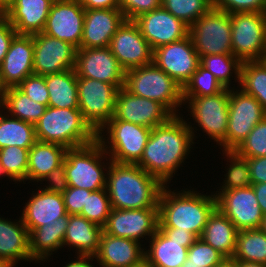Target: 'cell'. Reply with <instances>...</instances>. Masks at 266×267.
Wrapping results in <instances>:
<instances>
[{"label":"cell","mask_w":266,"mask_h":267,"mask_svg":"<svg viewBox=\"0 0 266 267\" xmlns=\"http://www.w3.org/2000/svg\"><path fill=\"white\" fill-rule=\"evenodd\" d=\"M178 116H173L165 124L152 128L143 155L137 163L164 185L171 180L193 144V127Z\"/></svg>","instance_id":"obj_1"},{"label":"cell","mask_w":266,"mask_h":267,"mask_svg":"<svg viewBox=\"0 0 266 267\" xmlns=\"http://www.w3.org/2000/svg\"><path fill=\"white\" fill-rule=\"evenodd\" d=\"M106 190L114 209L158 208L159 197L165 186L137 164L111 161L108 166Z\"/></svg>","instance_id":"obj_2"},{"label":"cell","mask_w":266,"mask_h":267,"mask_svg":"<svg viewBox=\"0 0 266 267\" xmlns=\"http://www.w3.org/2000/svg\"><path fill=\"white\" fill-rule=\"evenodd\" d=\"M167 188H162L159 197L158 228H179L200 238L209 216L217 208L215 194L207 196L191 190L175 193Z\"/></svg>","instance_id":"obj_3"},{"label":"cell","mask_w":266,"mask_h":267,"mask_svg":"<svg viewBox=\"0 0 266 267\" xmlns=\"http://www.w3.org/2000/svg\"><path fill=\"white\" fill-rule=\"evenodd\" d=\"M36 139L57 143L67 149L93 143L97 133L84 120L79 108H54L47 106L35 124Z\"/></svg>","instance_id":"obj_4"},{"label":"cell","mask_w":266,"mask_h":267,"mask_svg":"<svg viewBox=\"0 0 266 267\" xmlns=\"http://www.w3.org/2000/svg\"><path fill=\"white\" fill-rule=\"evenodd\" d=\"M124 88L133 95L161 103L174 116L177 106L184 103L182 87L154 62L125 71Z\"/></svg>","instance_id":"obj_5"},{"label":"cell","mask_w":266,"mask_h":267,"mask_svg":"<svg viewBox=\"0 0 266 267\" xmlns=\"http://www.w3.org/2000/svg\"><path fill=\"white\" fill-rule=\"evenodd\" d=\"M109 152L96 139L93 143L66 150L64 166L68 186L96 191L106 188L102 157ZM103 155V156H102Z\"/></svg>","instance_id":"obj_6"},{"label":"cell","mask_w":266,"mask_h":267,"mask_svg":"<svg viewBox=\"0 0 266 267\" xmlns=\"http://www.w3.org/2000/svg\"><path fill=\"white\" fill-rule=\"evenodd\" d=\"M232 52L241 62L266 58V12L231 14Z\"/></svg>","instance_id":"obj_7"},{"label":"cell","mask_w":266,"mask_h":267,"mask_svg":"<svg viewBox=\"0 0 266 267\" xmlns=\"http://www.w3.org/2000/svg\"><path fill=\"white\" fill-rule=\"evenodd\" d=\"M231 14L212 8L189 27V36L199 57L233 54Z\"/></svg>","instance_id":"obj_8"},{"label":"cell","mask_w":266,"mask_h":267,"mask_svg":"<svg viewBox=\"0 0 266 267\" xmlns=\"http://www.w3.org/2000/svg\"><path fill=\"white\" fill-rule=\"evenodd\" d=\"M106 126L97 133V139L104 146L105 151L110 152V161L121 164H137L142 155L146 143L151 135V128L133 124L123 120H109ZM108 129L110 144L106 147L102 131ZM106 147V148H105Z\"/></svg>","instance_id":"obj_9"},{"label":"cell","mask_w":266,"mask_h":267,"mask_svg":"<svg viewBox=\"0 0 266 267\" xmlns=\"http://www.w3.org/2000/svg\"><path fill=\"white\" fill-rule=\"evenodd\" d=\"M78 105L84 120L98 133L113 117L119 88L99 80L77 77Z\"/></svg>","instance_id":"obj_10"},{"label":"cell","mask_w":266,"mask_h":267,"mask_svg":"<svg viewBox=\"0 0 266 267\" xmlns=\"http://www.w3.org/2000/svg\"><path fill=\"white\" fill-rule=\"evenodd\" d=\"M229 117L223 151H234L252 129L266 117V110L252 95L229 89Z\"/></svg>","instance_id":"obj_11"},{"label":"cell","mask_w":266,"mask_h":267,"mask_svg":"<svg viewBox=\"0 0 266 267\" xmlns=\"http://www.w3.org/2000/svg\"><path fill=\"white\" fill-rule=\"evenodd\" d=\"M188 100L193 119L212 140L221 145L226 140L228 127L229 88L215 95L183 98V102L187 103Z\"/></svg>","instance_id":"obj_12"},{"label":"cell","mask_w":266,"mask_h":267,"mask_svg":"<svg viewBox=\"0 0 266 267\" xmlns=\"http://www.w3.org/2000/svg\"><path fill=\"white\" fill-rule=\"evenodd\" d=\"M215 197L217 208L239 231L261 227L264 214L252 186L221 190Z\"/></svg>","instance_id":"obj_13"},{"label":"cell","mask_w":266,"mask_h":267,"mask_svg":"<svg viewBox=\"0 0 266 267\" xmlns=\"http://www.w3.org/2000/svg\"><path fill=\"white\" fill-rule=\"evenodd\" d=\"M174 115L161 103L133 95L124 87L117 92L113 117L148 128L165 124Z\"/></svg>","instance_id":"obj_14"},{"label":"cell","mask_w":266,"mask_h":267,"mask_svg":"<svg viewBox=\"0 0 266 267\" xmlns=\"http://www.w3.org/2000/svg\"><path fill=\"white\" fill-rule=\"evenodd\" d=\"M32 36L34 74L46 76L74 69L77 54L76 47L43 32Z\"/></svg>","instance_id":"obj_15"},{"label":"cell","mask_w":266,"mask_h":267,"mask_svg":"<svg viewBox=\"0 0 266 267\" xmlns=\"http://www.w3.org/2000/svg\"><path fill=\"white\" fill-rule=\"evenodd\" d=\"M153 62L183 88L197 70L200 57L188 36L153 50Z\"/></svg>","instance_id":"obj_16"},{"label":"cell","mask_w":266,"mask_h":267,"mask_svg":"<svg viewBox=\"0 0 266 267\" xmlns=\"http://www.w3.org/2000/svg\"><path fill=\"white\" fill-rule=\"evenodd\" d=\"M108 47L125 71L153 62V50L133 20L122 23Z\"/></svg>","instance_id":"obj_17"},{"label":"cell","mask_w":266,"mask_h":267,"mask_svg":"<svg viewBox=\"0 0 266 267\" xmlns=\"http://www.w3.org/2000/svg\"><path fill=\"white\" fill-rule=\"evenodd\" d=\"M84 16L85 9L76 0H54L43 33L79 49L83 36Z\"/></svg>","instance_id":"obj_18"},{"label":"cell","mask_w":266,"mask_h":267,"mask_svg":"<svg viewBox=\"0 0 266 267\" xmlns=\"http://www.w3.org/2000/svg\"><path fill=\"white\" fill-rule=\"evenodd\" d=\"M74 70L77 77L110 83L119 89L124 87L125 70L109 47L77 49Z\"/></svg>","instance_id":"obj_19"},{"label":"cell","mask_w":266,"mask_h":267,"mask_svg":"<svg viewBox=\"0 0 266 267\" xmlns=\"http://www.w3.org/2000/svg\"><path fill=\"white\" fill-rule=\"evenodd\" d=\"M159 225L158 208L114 209L108 216L103 232L115 237L140 241L153 236Z\"/></svg>","instance_id":"obj_20"},{"label":"cell","mask_w":266,"mask_h":267,"mask_svg":"<svg viewBox=\"0 0 266 267\" xmlns=\"http://www.w3.org/2000/svg\"><path fill=\"white\" fill-rule=\"evenodd\" d=\"M152 50L189 36V26L162 6L133 20Z\"/></svg>","instance_id":"obj_21"},{"label":"cell","mask_w":266,"mask_h":267,"mask_svg":"<svg viewBox=\"0 0 266 267\" xmlns=\"http://www.w3.org/2000/svg\"><path fill=\"white\" fill-rule=\"evenodd\" d=\"M34 43L32 35L16 34L0 65V82L5 88L18 86L33 72Z\"/></svg>","instance_id":"obj_22"},{"label":"cell","mask_w":266,"mask_h":267,"mask_svg":"<svg viewBox=\"0 0 266 267\" xmlns=\"http://www.w3.org/2000/svg\"><path fill=\"white\" fill-rule=\"evenodd\" d=\"M125 20L120 8L85 9L80 48L108 47L111 38Z\"/></svg>","instance_id":"obj_23"},{"label":"cell","mask_w":266,"mask_h":267,"mask_svg":"<svg viewBox=\"0 0 266 267\" xmlns=\"http://www.w3.org/2000/svg\"><path fill=\"white\" fill-rule=\"evenodd\" d=\"M138 241L102 232L97 253L101 267H132L145 260V251Z\"/></svg>","instance_id":"obj_24"},{"label":"cell","mask_w":266,"mask_h":267,"mask_svg":"<svg viewBox=\"0 0 266 267\" xmlns=\"http://www.w3.org/2000/svg\"><path fill=\"white\" fill-rule=\"evenodd\" d=\"M54 0H15L6 10V18L17 34L43 32Z\"/></svg>","instance_id":"obj_25"},{"label":"cell","mask_w":266,"mask_h":267,"mask_svg":"<svg viewBox=\"0 0 266 267\" xmlns=\"http://www.w3.org/2000/svg\"><path fill=\"white\" fill-rule=\"evenodd\" d=\"M67 214L62 194L40 190L26 203L21 220L30 233Z\"/></svg>","instance_id":"obj_26"},{"label":"cell","mask_w":266,"mask_h":267,"mask_svg":"<svg viewBox=\"0 0 266 267\" xmlns=\"http://www.w3.org/2000/svg\"><path fill=\"white\" fill-rule=\"evenodd\" d=\"M150 240L145 260L151 267H181L187 259L188 248L194 243L170 240L159 228Z\"/></svg>","instance_id":"obj_27"},{"label":"cell","mask_w":266,"mask_h":267,"mask_svg":"<svg viewBox=\"0 0 266 267\" xmlns=\"http://www.w3.org/2000/svg\"><path fill=\"white\" fill-rule=\"evenodd\" d=\"M0 259L13 266L20 259L33 260L29 250V232L21 219L15 223L0 218Z\"/></svg>","instance_id":"obj_28"},{"label":"cell","mask_w":266,"mask_h":267,"mask_svg":"<svg viewBox=\"0 0 266 267\" xmlns=\"http://www.w3.org/2000/svg\"><path fill=\"white\" fill-rule=\"evenodd\" d=\"M69 214L55 219L29 233V250L33 260L47 259L52 251L63 247ZM51 252V253H50Z\"/></svg>","instance_id":"obj_29"},{"label":"cell","mask_w":266,"mask_h":267,"mask_svg":"<svg viewBox=\"0 0 266 267\" xmlns=\"http://www.w3.org/2000/svg\"><path fill=\"white\" fill-rule=\"evenodd\" d=\"M101 226L90 222L80 215H69L63 245H71L78 250V255H95L99 248Z\"/></svg>","instance_id":"obj_30"},{"label":"cell","mask_w":266,"mask_h":267,"mask_svg":"<svg viewBox=\"0 0 266 267\" xmlns=\"http://www.w3.org/2000/svg\"><path fill=\"white\" fill-rule=\"evenodd\" d=\"M238 229L216 208L209 216L200 238L226 258H232Z\"/></svg>","instance_id":"obj_31"},{"label":"cell","mask_w":266,"mask_h":267,"mask_svg":"<svg viewBox=\"0 0 266 267\" xmlns=\"http://www.w3.org/2000/svg\"><path fill=\"white\" fill-rule=\"evenodd\" d=\"M66 150L63 145L37 140L29 149L27 180L42 181L63 163Z\"/></svg>","instance_id":"obj_32"},{"label":"cell","mask_w":266,"mask_h":267,"mask_svg":"<svg viewBox=\"0 0 266 267\" xmlns=\"http://www.w3.org/2000/svg\"><path fill=\"white\" fill-rule=\"evenodd\" d=\"M49 94L48 106L54 108H79L77 75L74 69L45 76Z\"/></svg>","instance_id":"obj_33"},{"label":"cell","mask_w":266,"mask_h":267,"mask_svg":"<svg viewBox=\"0 0 266 267\" xmlns=\"http://www.w3.org/2000/svg\"><path fill=\"white\" fill-rule=\"evenodd\" d=\"M2 106L10 116L21 119L35 125L44 114L46 106L30 99L17 86L5 88L2 99Z\"/></svg>","instance_id":"obj_34"},{"label":"cell","mask_w":266,"mask_h":267,"mask_svg":"<svg viewBox=\"0 0 266 267\" xmlns=\"http://www.w3.org/2000/svg\"><path fill=\"white\" fill-rule=\"evenodd\" d=\"M36 141L35 125L0 114V149L9 146L30 149Z\"/></svg>","instance_id":"obj_35"},{"label":"cell","mask_w":266,"mask_h":267,"mask_svg":"<svg viewBox=\"0 0 266 267\" xmlns=\"http://www.w3.org/2000/svg\"><path fill=\"white\" fill-rule=\"evenodd\" d=\"M232 259L266 264V233L260 228L238 231Z\"/></svg>","instance_id":"obj_36"},{"label":"cell","mask_w":266,"mask_h":267,"mask_svg":"<svg viewBox=\"0 0 266 267\" xmlns=\"http://www.w3.org/2000/svg\"><path fill=\"white\" fill-rule=\"evenodd\" d=\"M238 83L240 90L254 96L266 110V60L242 62Z\"/></svg>","instance_id":"obj_37"},{"label":"cell","mask_w":266,"mask_h":267,"mask_svg":"<svg viewBox=\"0 0 266 267\" xmlns=\"http://www.w3.org/2000/svg\"><path fill=\"white\" fill-rule=\"evenodd\" d=\"M161 6L190 27L214 7V0H161Z\"/></svg>","instance_id":"obj_38"},{"label":"cell","mask_w":266,"mask_h":267,"mask_svg":"<svg viewBox=\"0 0 266 267\" xmlns=\"http://www.w3.org/2000/svg\"><path fill=\"white\" fill-rule=\"evenodd\" d=\"M200 64L209 70L225 88H229L232 70L235 72L237 80H240L242 62L233 54L202 56Z\"/></svg>","instance_id":"obj_39"},{"label":"cell","mask_w":266,"mask_h":267,"mask_svg":"<svg viewBox=\"0 0 266 267\" xmlns=\"http://www.w3.org/2000/svg\"><path fill=\"white\" fill-rule=\"evenodd\" d=\"M224 89L225 87L219 80L209 70L199 64L197 70L182 88V98L215 95Z\"/></svg>","instance_id":"obj_40"},{"label":"cell","mask_w":266,"mask_h":267,"mask_svg":"<svg viewBox=\"0 0 266 267\" xmlns=\"http://www.w3.org/2000/svg\"><path fill=\"white\" fill-rule=\"evenodd\" d=\"M111 210V201L106 188H104L87 194L86 206H83L80 216L103 228Z\"/></svg>","instance_id":"obj_41"},{"label":"cell","mask_w":266,"mask_h":267,"mask_svg":"<svg viewBox=\"0 0 266 267\" xmlns=\"http://www.w3.org/2000/svg\"><path fill=\"white\" fill-rule=\"evenodd\" d=\"M29 149L9 146L0 149V162L17 180H27Z\"/></svg>","instance_id":"obj_42"},{"label":"cell","mask_w":266,"mask_h":267,"mask_svg":"<svg viewBox=\"0 0 266 267\" xmlns=\"http://www.w3.org/2000/svg\"><path fill=\"white\" fill-rule=\"evenodd\" d=\"M231 165L224 180V185L220 190H232L251 186L249 164L243 157L238 156L234 151H224Z\"/></svg>","instance_id":"obj_43"},{"label":"cell","mask_w":266,"mask_h":267,"mask_svg":"<svg viewBox=\"0 0 266 267\" xmlns=\"http://www.w3.org/2000/svg\"><path fill=\"white\" fill-rule=\"evenodd\" d=\"M234 152L243 158L266 156V117L256 124Z\"/></svg>","instance_id":"obj_44"},{"label":"cell","mask_w":266,"mask_h":267,"mask_svg":"<svg viewBox=\"0 0 266 267\" xmlns=\"http://www.w3.org/2000/svg\"><path fill=\"white\" fill-rule=\"evenodd\" d=\"M226 257L201 238H198L189 248L187 264L204 267H217Z\"/></svg>","instance_id":"obj_45"},{"label":"cell","mask_w":266,"mask_h":267,"mask_svg":"<svg viewBox=\"0 0 266 267\" xmlns=\"http://www.w3.org/2000/svg\"><path fill=\"white\" fill-rule=\"evenodd\" d=\"M30 99L48 106L49 94L45 83V76L31 74L26 77L18 86Z\"/></svg>","instance_id":"obj_46"},{"label":"cell","mask_w":266,"mask_h":267,"mask_svg":"<svg viewBox=\"0 0 266 267\" xmlns=\"http://www.w3.org/2000/svg\"><path fill=\"white\" fill-rule=\"evenodd\" d=\"M214 8L227 13L266 12L265 0H214Z\"/></svg>","instance_id":"obj_47"},{"label":"cell","mask_w":266,"mask_h":267,"mask_svg":"<svg viewBox=\"0 0 266 267\" xmlns=\"http://www.w3.org/2000/svg\"><path fill=\"white\" fill-rule=\"evenodd\" d=\"M120 9L126 20H134L140 15L161 6V0H119Z\"/></svg>","instance_id":"obj_48"},{"label":"cell","mask_w":266,"mask_h":267,"mask_svg":"<svg viewBox=\"0 0 266 267\" xmlns=\"http://www.w3.org/2000/svg\"><path fill=\"white\" fill-rule=\"evenodd\" d=\"M87 194L91 191L69 186L62 194L66 211L69 215H80L83 206H86Z\"/></svg>","instance_id":"obj_49"},{"label":"cell","mask_w":266,"mask_h":267,"mask_svg":"<svg viewBox=\"0 0 266 267\" xmlns=\"http://www.w3.org/2000/svg\"><path fill=\"white\" fill-rule=\"evenodd\" d=\"M46 179H48L51 184H49V186H47L44 190L63 194L69 187L65 172L64 161L60 166L52 170L45 178H43V181Z\"/></svg>","instance_id":"obj_50"},{"label":"cell","mask_w":266,"mask_h":267,"mask_svg":"<svg viewBox=\"0 0 266 267\" xmlns=\"http://www.w3.org/2000/svg\"><path fill=\"white\" fill-rule=\"evenodd\" d=\"M245 159L249 164L251 184L266 183V156Z\"/></svg>","instance_id":"obj_51"},{"label":"cell","mask_w":266,"mask_h":267,"mask_svg":"<svg viewBox=\"0 0 266 267\" xmlns=\"http://www.w3.org/2000/svg\"><path fill=\"white\" fill-rule=\"evenodd\" d=\"M16 34L17 32L6 17L0 21V65L3 62L10 43Z\"/></svg>","instance_id":"obj_52"},{"label":"cell","mask_w":266,"mask_h":267,"mask_svg":"<svg viewBox=\"0 0 266 267\" xmlns=\"http://www.w3.org/2000/svg\"><path fill=\"white\" fill-rule=\"evenodd\" d=\"M170 240L177 242H195L198 237L189 232L182 231L179 228H159Z\"/></svg>","instance_id":"obj_53"},{"label":"cell","mask_w":266,"mask_h":267,"mask_svg":"<svg viewBox=\"0 0 266 267\" xmlns=\"http://www.w3.org/2000/svg\"><path fill=\"white\" fill-rule=\"evenodd\" d=\"M84 9H113L120 8L119 0H76Z\"/></svg>","instance_id":"obj_54"},{"label":"cell","mask_w":266,"mask_h":267,"mask_svg":"<svg viewBox=\"0 0 266 267\" xmlns=\"http://www.w3.org/2000/svg\"><path fill=\"white\" fill-rule=\"evenodd\" d=\"M258 200L262 213L266 214V183H256L251 185Z\"/></svg>","instance_id":"obj_55"},{"label":"cell","mask_w":266,"mask_h":267,"mask_svg":"<svg viewBox=\"0 0 266 267\" xmlns=\"http://www.w3.org/2000/svg\"><path fill=\"white\" fill-rule=\"evenodd\" d=\"M77 257H78V259L76 261L68 263L64 267H93V265H91L89 263V261L92 258H95V256H93V255H80L79 254V256H77Z\"/></svg>","instance_id":"obj_56"},{"label":"cell","mask_w":266,"mask_h":267,"mask_svg":"<svg viewBox=\"0 0 266 267\" xmlns=\"http://www.w3.org/2000/svg\"><path fill=\"white\" fill-rule=\"evenodd\" d=\"M217 267H239V262L232 258H225Z\"/></svg>","instance_id":"obj_57"},{"label":"cell","mask_w":266,"mask_h":267,"mask_svg":"<svg viewBox=\"0 0 266 267\" xmlns=\"http://www.w3.org/2000/svg\"><path fill=\"white\" fill-rule=\"evenodd\" d=\"M239 267H266V264L263 263H256V262H243L238 261Z\"/></svg>","instance_id":"obj_58"},{"label":"cell","mask_w":266,"mask_h":267,"mask_svg":"<svg viewBox=\"0 0 266 267\" xmlns=\"http://www.w3.org/2000/svg\"><path fill=\"white\" fill-rule=\"evenodd\" d=\"M14 1L15 0H0V7L6 11Z\"/></svg>","instance_id":"obj_59"},{"label":"cell","mask_w":266,"mask_h":267,"mask_svg":"<svg viewBox=\"0 0 266 267\" xmlns=\"http://www.w3.org/2000/svg\"><path fill=\"white\" fill-rule=\"evenodd\" d=\"M1 175H6V176H8V177H10V179H12L13 181L15 180V181H17L10 173H9V171L8 170H6L5 168H4V166L1 164V162H0V176Z\"/></svg>","instance_id":"obj_60"},{"label":"cell","mask_w":266,"mask_h":267,"mask_svg":"<svg viewBox=\"0 0 266 267\" xmlns=\"http://www.w3.org/2000/svg\"><path fill=\"white\" fill-rule=\"evenodd\" d=\"M260 229L266 233V214L264 215L263 219H262V224H261V227Z\"/></svg>","instance_id":"obj_61"},{"label":"cell","mask_w":266,"mask_h":267,"mask_svg":"<svg viewBox=\"0 0 266 267\" xmlns=\"http://www.w3.org/2000/svg\"><path fill=\"white\" fill-rule=\"evenodd\" d=\"M0 267H14L11 263L0 259Z\"/></svg>","instance_id":"obj_62"},{"label":"cell","mask_w":266,"mask_h":267,"mask_svg":"<svg viewBox=\"0 0 266 267\" xmlns=\"http://www.w3.org/2000/svg\"><path fill=\"white\" fill-rule=\"evenodd\" d=\"M132 267H151L146 260H143L141 263L134 265Z\"/></svg>","instance_id":"obj_63"},{"label":"cell","mask_w":266,"mask_h":267,"mask_svg":"<svg viewBox=\"0 0 266 267\" xmlns=\"http://www.w3.org/2000/svg\"><path fill=\"white\" fill-rule=\"evenodd\" d=\"M6 17V11L0 7V21H2Z\"/></svg>","instance_id":"obj_64"},{"label":"cell","mask_w":266,"mask_h":267,"mask_svg":"<svg viewBox=\"0 0 266 267\" xmlns=\"http://www.w3.org/2000/svg\"><path fill=\"white\" fill-rule=\"evenodd\" d=\"M181 267H204V266H200V265H196V264H187L186 262H184Z\"/></svg>","instance_id":"obj_65"},{"label":"cell","mask_w":266,"mask_h":267,"mask_svg":"<svg viewBox=\"0 0 266 267\" xmlns=\"http://www.w3.org/2000/svg\"><path fill=\"white\" fill-rule=\"evenodd\" d=\"M3 92H4V87L1 85V82H0V101H1L2 96H3Z\"/></svg>","instance_id":"obj_66"}]
</instances>
